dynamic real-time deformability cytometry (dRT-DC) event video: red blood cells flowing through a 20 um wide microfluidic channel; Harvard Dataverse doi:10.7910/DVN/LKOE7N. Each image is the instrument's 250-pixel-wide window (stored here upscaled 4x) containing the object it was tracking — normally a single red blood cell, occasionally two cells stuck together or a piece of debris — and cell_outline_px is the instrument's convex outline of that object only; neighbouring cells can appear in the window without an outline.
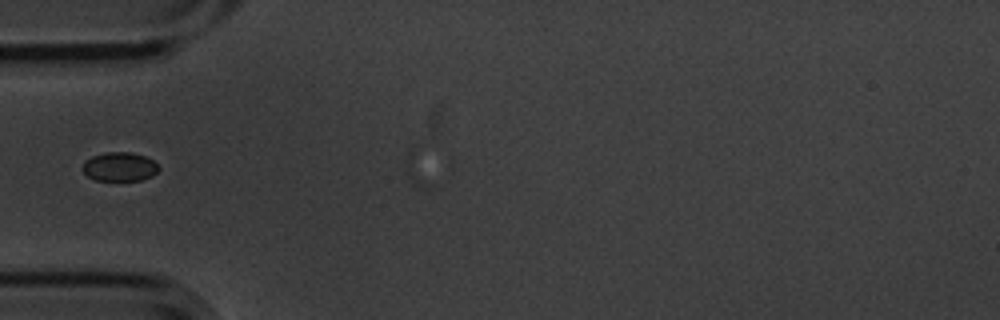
{"species": "common noctule bat (a hibernating species)", "species_latin": "Nyctalus noctula", "temperature_condition": "cold", "stored_images_in_passage": 2, "camera_frame_rate_fps": 3000, "um_per_image_px": 0.085, "animal": {"sex": "male", "body_mass_g": 20.1, "forearm_length_mm": 53.5}, "frame": {"image": 1, "passage_image": 1, "time_ms": 0.0, "image_size_px": [1000, 320], "cell_outline_px": [[160, 168], [152, 176], [140, 180], [96, 180], [88, 176], [80, 168], [84, 160], [92, 156], [104, 152], [132, 152], [144, 156], [152, 160]], "centroid_in_image_um": [10.12, 14.16], "position_along_channel_um": 74.9, "area_um2": 12.89}}